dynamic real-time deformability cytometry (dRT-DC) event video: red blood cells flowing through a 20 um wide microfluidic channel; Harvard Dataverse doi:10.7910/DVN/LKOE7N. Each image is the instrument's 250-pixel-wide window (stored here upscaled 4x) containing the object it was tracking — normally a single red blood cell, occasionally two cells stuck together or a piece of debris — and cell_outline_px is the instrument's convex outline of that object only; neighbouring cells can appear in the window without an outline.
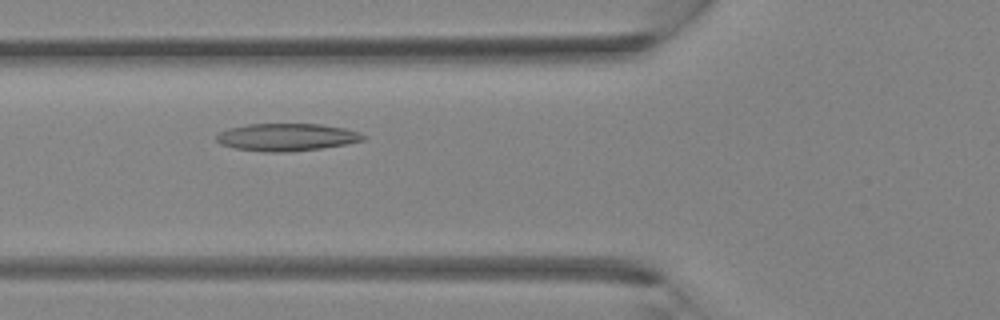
{"species": "Egyptian fruit bat (a non-hibernating species)", "species_latin": "Rousettus aegyptiacus", "temperature_condition": "room temperature", "stored_images_in_passage": 33, "camera_frame_rate_fps": 3000, "um_per_image_px": 0.085, "animal": {"sex": "female"}, "frame": {"image": 1, "passage_image": 9, "time_ms": 2.667, "image_size_px": [1000, 320], "cell_outline_px": [[368, 136], [364, 140], [344, 144], [320, 148], [288, 152], [264, 152], [236, 148], [220, 144], [216, 140], [216, 136], [220, 132], [228, 128], [248, 124], [320, 124], [344, 128], [360, 132]], "centroid_in_image_um": [24.37, 11.65], "position_along_channel_um": 101.4, "area_um2": 23.47}}
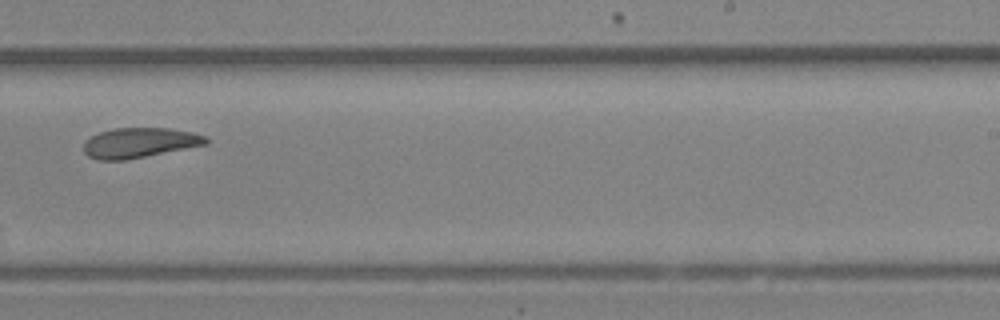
{"frame": {"image": 2, "passage_image": 19, "time_ms": 6.0, "image_size_px": [1000, 320], "cell_outline_px": [[208, 144], [124, 160], [96, 160], [88, 156], [84, 152], [84, 140], [100, 132], [112, 128], [168, 128], [192, 132], [204, 136], [208, 140]], "centroid_in_image_um": [11.82, 12.13], "position_along_channel_um": 277.2, "area_um2": 21.27}}
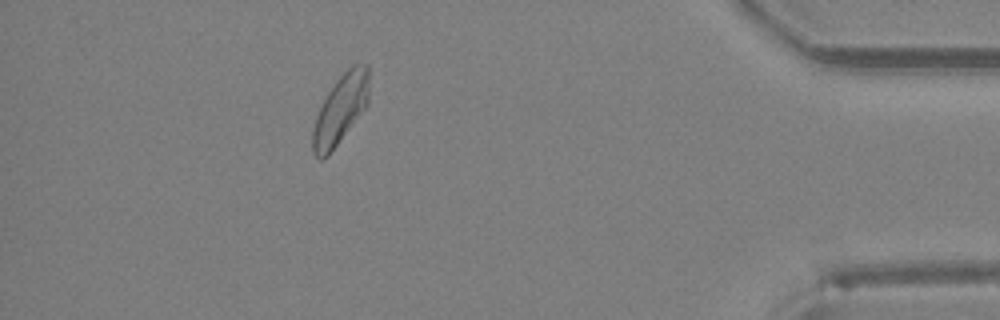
{"frame": {"image": 3, "passage_image": 29, "time_ms": 9.333, "image_size_px": [1000, 320], "cell_outline_px": [[368, 104], [328, 156], [320, 160], [312, 152], [312, 128], [320, 104], [336, 80], [352, 64], [368, 64]], "centroid_in_image_um": [28.91, 9.3], "position_along_channel_um": 406.3, "area_um2": 22.66}}